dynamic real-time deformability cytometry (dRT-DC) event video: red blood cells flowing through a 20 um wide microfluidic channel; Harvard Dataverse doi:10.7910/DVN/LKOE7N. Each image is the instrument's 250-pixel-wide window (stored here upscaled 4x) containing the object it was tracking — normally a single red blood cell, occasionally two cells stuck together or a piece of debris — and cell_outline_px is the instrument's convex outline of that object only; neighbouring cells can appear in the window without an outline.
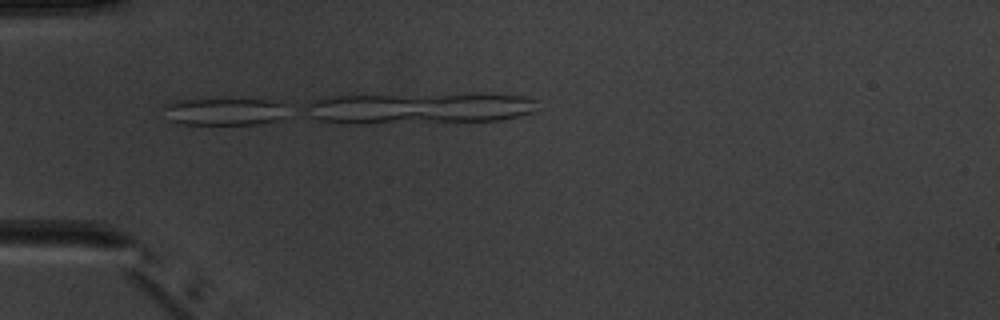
{"species": "common noctule bat (a hibernating species)", "species_latin": "Nyctalus noctula", "temperature_condition": "warm", "stored_images_in_passage": 5, "camera_frame_rate_fps": 3000, "um_per_image_px": 0.085, "animal": {"sex": "male", "body_mass_g": 20.1, "forearm_length_mm": 53.5}, "frame": {"image": 1, "passage_image": 4, "time_ms": 3.667, "image_size_px": [1000, 320], "cell_outline_px": [[292, 108], [284, 116], [272, 120], [256, 124], [176, 124], [168, 120], [164, 108], [164, 104], [176, 100], [280, 100], [292, 104]], "centroid_in_image_um": [19.16, 9.48], "position_along_channel_um": 65.8, "area_um2": 20.0}}